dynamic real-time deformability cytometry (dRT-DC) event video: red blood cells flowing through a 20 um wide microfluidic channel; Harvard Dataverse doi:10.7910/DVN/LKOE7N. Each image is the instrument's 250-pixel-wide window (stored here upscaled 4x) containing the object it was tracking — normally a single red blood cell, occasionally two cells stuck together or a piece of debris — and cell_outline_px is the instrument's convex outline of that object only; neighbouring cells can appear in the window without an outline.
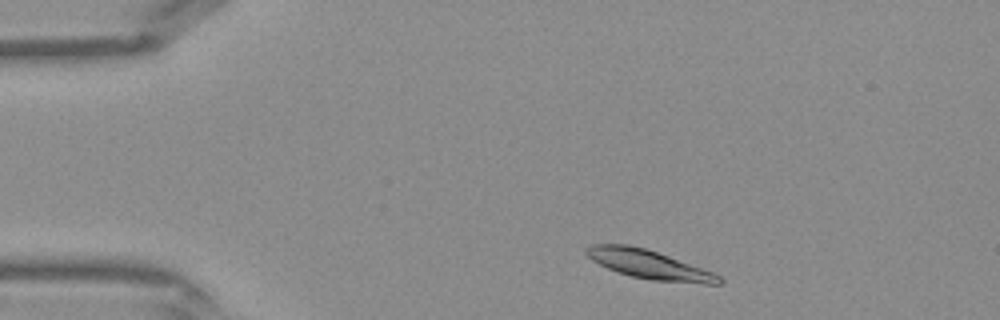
{"species": "Egyptian fruit bat (a non-hibernating species)", "species_latin": "Rousettus aegyptiacus", "temperature_condition": "warm", "stored_images_in_passage": 38, "camera_frame_rate_fps": 3000, "um_per_image_px": 0.085, "frame": {"image": 1, "passage_image": 3, "time_ms": 0.667, "image_size_px": [1000, 320], "cell_outline_px": [[724, 280], [720, 284], [704, 284], [652, 280], [632, 276], [616, 272], [592, 260], [584, 252], [584, 248], [592, 244], [628, 244], [644, 248], [668, 256], [712, 272], [720, 276]], "centroid_in_image_um": [55.14, 22.48], "position_along_channel_um": 29.9, "area_um2": 22.08}}
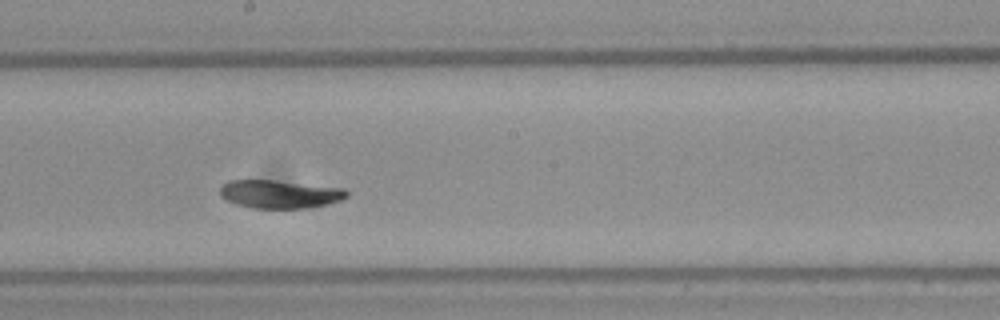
{"frame": {"image": 2, "passage_image": 19, "time_ms": 6.0, "image_size_px": [1000, 320], "cell_outline_px": [[348, 196], [340, 200], [312, 208], [252, 208], [236, 204], [220, 196], [220, 188], [224, 184], [232, 180], [272, 180], [344, 188], [348, 192]], "centroid_in_image_um": [23.79, 16.5], "position_along_channel_um": 224.4, "area_um2": 20.69}}
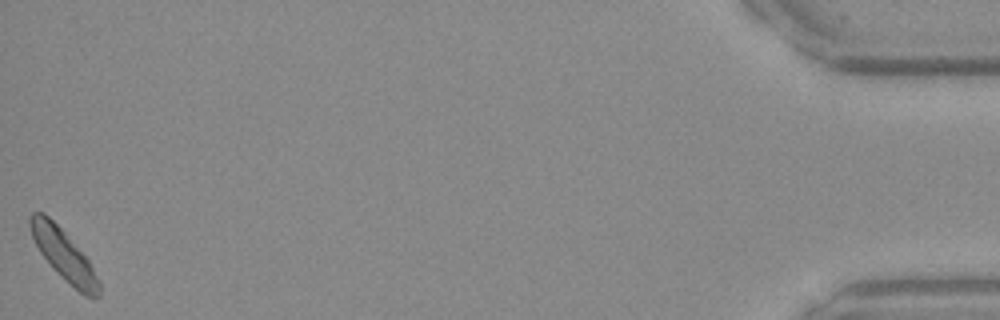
{"frame": {"image": 3, "passage_image": 38, "time_ms": 12.333, "image_size_px": [1000, 320], "cell_outline_px": [[100, 296], [96, 300], [92, 300], [84, 296], [56, 272], [52, 268], [40, 252], [32, 236], [28, 224], [28, 216], [32, 212], [44, 212], [64, 232], [88, 260], [100, 280]], "centroid_in_image_um": [5.43, 21.71], "position_along_channel_um": 429.8, "area_um2": 20.35}}